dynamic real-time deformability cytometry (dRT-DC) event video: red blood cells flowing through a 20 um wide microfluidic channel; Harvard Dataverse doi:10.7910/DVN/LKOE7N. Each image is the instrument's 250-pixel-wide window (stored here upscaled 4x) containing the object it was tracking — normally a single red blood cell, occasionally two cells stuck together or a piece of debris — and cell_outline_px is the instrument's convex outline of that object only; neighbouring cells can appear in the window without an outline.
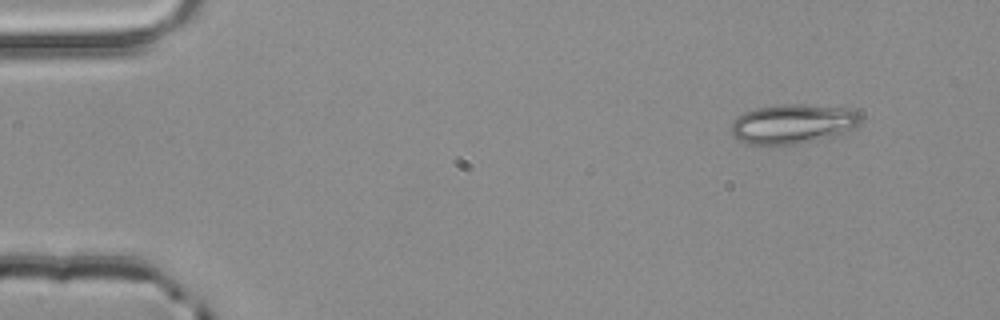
{"species": "common noctule bat (a hibernating species)", "species_latin": "Nyctalus noctula", "temperature_condition": "room temperature", "stored_images_in_passage": 3, "camera_frame_rate_fps": 3000, "um_per_image_px": 0.085, "animal": {"sex": "male", "body_mass_g": 20.4}, "frame": {"image": 1, "passage_image": 1, "time_ms": 0.0, "image_size_px": [1000, 320], "cell_outline_px": [[860, 120], [856, 128], [840, 136], [800, 144], [748, 144], [740, 140], [732, 132], [732, 120], [736, 116], [744, 112], [756, 108], [780, 104], [804, 104], [852, 108], [860, 116]], "centroid_in_image_um": [67.45, 10.53], "position_along_channel_um": 17.5, "area_um2": 30.29}}